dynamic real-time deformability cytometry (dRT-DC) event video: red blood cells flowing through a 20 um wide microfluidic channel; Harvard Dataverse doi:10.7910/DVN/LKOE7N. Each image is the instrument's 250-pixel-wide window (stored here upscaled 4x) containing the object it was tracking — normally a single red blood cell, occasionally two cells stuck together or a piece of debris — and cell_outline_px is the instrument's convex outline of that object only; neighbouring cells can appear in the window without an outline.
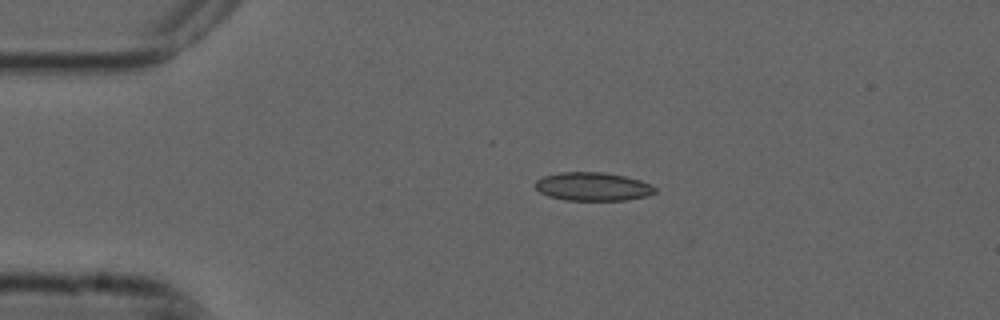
{"species": "common noctule bat (a hibernating species)", "species_latin": "Nyctalus noctula", "temperature_condition": "cold", "stored_images_in_passage": 3, "camera_frame_rate_fps": 3000, "um_per_image_px": 0.085, "animal": {"sex": "male", "forearm_length_mm": 52.5}, "frame": {"image": 1, "passage_image": 2, "time_ms": 0.333, "image_size_px": [1000, 320], "cell_outline_px": [[656, 192], [644, 196], [624, 200], [564, 200], [548, 196], [540, 192], [532, 184], [536, 180], [544, 176], [560, 172], [604, 172], [624, 176], [640, 180], [656, 188]], "centroid_in_image_um": [50.33, 15.85], "position_along_channel_um": 34.7, "area_um2": 19.77}}